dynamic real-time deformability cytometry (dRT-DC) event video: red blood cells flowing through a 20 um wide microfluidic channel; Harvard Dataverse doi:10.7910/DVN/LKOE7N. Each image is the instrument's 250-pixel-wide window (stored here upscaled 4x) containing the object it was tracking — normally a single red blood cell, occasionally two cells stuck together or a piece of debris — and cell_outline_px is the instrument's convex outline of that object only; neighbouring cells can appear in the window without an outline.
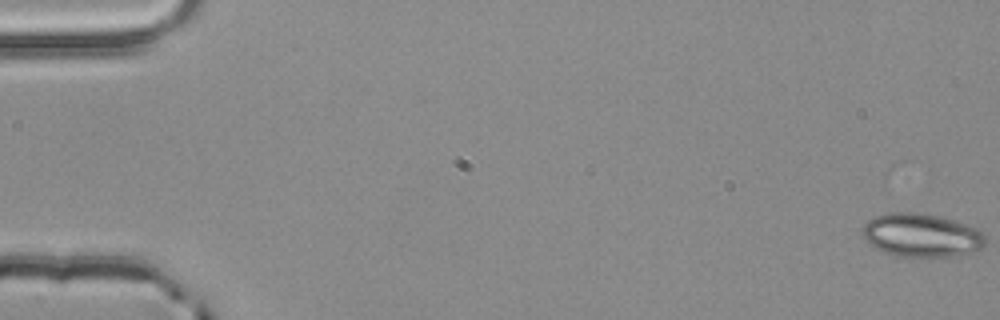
{"species": "common noctule bat (a hibernating species)", "species_latin": "Nyctalus noctula", "temperature_condition": "room temperature", "stored_images_in_passage": 11, "camera_frame_rate_fps": 3000, "um_per_image_px": 0.085, "animal": {"sex": "male", "body_mass_g": 20.4}, "frame": {"image": 1, "passage_image": 1, "time_ms": 0.0, "image_size_px": [1000, 320], "cell_outline_px": [[984, 244], [980, 248], [956, 256], [896, 256], [884, 252], [876, 248], [864, 240], [860, 232], [864, 224], [868, 220], [876, 216], [888, 212], [920, 212], [952, 220], [976, 228], [984, 232]], "centroid_in_image_um": [78.26, 19.98], "position_along_channel_um": 6.7, "area_um2": 30.98}}